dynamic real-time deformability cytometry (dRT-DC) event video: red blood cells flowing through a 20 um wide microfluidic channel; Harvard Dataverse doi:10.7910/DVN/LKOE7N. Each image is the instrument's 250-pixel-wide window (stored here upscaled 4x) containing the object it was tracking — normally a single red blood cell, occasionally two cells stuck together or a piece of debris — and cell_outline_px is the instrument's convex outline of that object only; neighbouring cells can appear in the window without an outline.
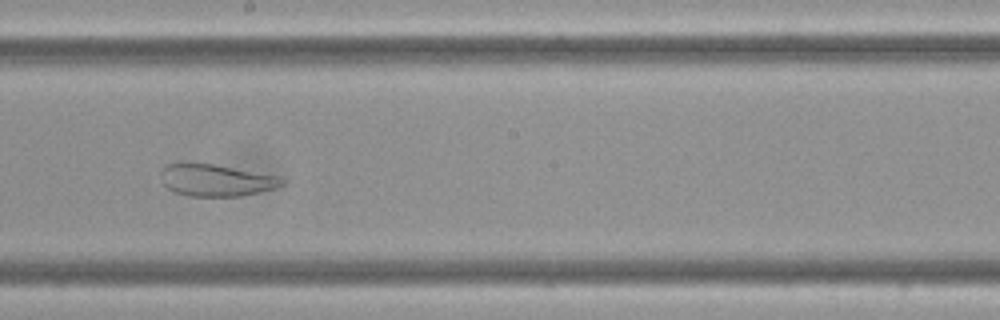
{"species": "Egyptian fruit bat (a non-hibernating species)", "species_latin": "Rousettus aegyptiacus", "temperature_condition": "cold", "stored_images_in_passage": 13, "camera_frame_rate_fps": 3000, "um_per_image_px": 0.085, "frame": {"image": 1, "passage_image": 6, "time_ms": 1.667, "image_size_px": [1000, 320], "cell_outline_px": [[284, 184], [272, 188], [240, 196], [188, 196], [172, 192], [164, 184], [160, 172], [168, 164], [180, 160], [188, 160], [212, 164], [280, 176], [284, 180]], "centroid_in_image_um": [18.28, 15.28], "position_along_channel_um": 229.9, "area_um2": 22.83}}
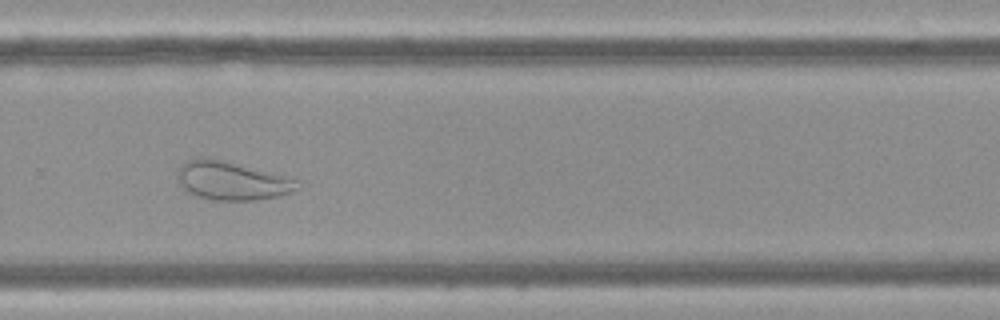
{"frame": {"image": 2, "passage_image": 8, "time_ms": 2.333, "image_size_px": [1000, 320], "cell_outline_px": [[300, 188], [280, 196], [256, 200], [212, 200], [196, 196], [188, 192], [180, 184], [180, 164], [188, 160], [200, 156], [204, 156], [300, 180]], "centroid_in_image_um": [19.72, 15.38], "position_along_channel_um": 310.1, "area_um2": 26.53}}
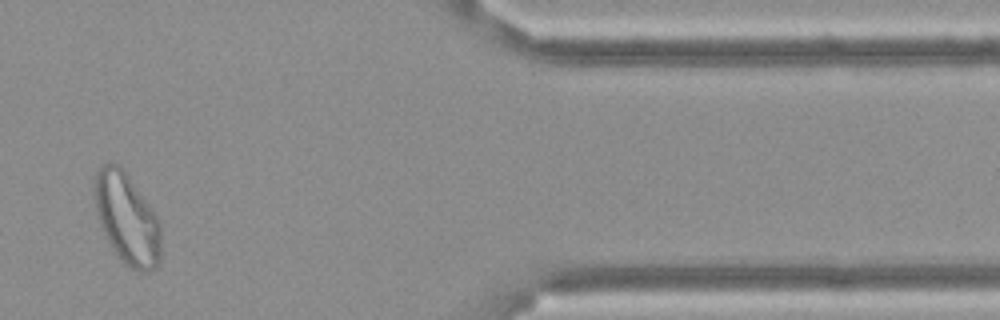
{"frame": {"image": 3, "passage_image": 11, "time_ms": 3.333, "image_size_px": [1000, 320], "cell_outline_px": [[160, 260], [156, 268], [148, 272], [140, 272], [124, 264], [112, 248], [100, 224], [96, 212], [96, 168], [100, 164], [120, 164], [124, 168], [156, 216], [160, 224]], "centroid_in_image_um": [10.8, 18.6], "position_along_channel_um": 400.6, "area_um2": 34.85}}